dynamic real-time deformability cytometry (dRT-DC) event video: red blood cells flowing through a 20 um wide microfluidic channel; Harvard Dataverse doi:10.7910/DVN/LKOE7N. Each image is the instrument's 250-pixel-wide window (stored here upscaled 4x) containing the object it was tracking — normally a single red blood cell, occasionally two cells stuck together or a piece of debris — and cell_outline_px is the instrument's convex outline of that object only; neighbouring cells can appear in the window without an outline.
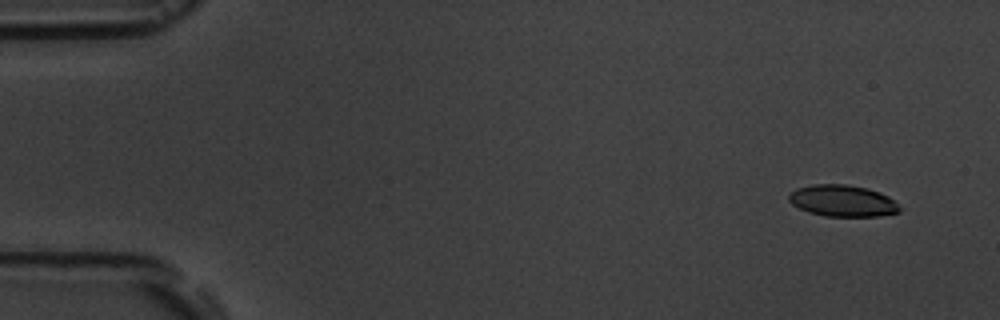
{"species": "common noctule bat (a hibernating species)", "species_latin": "Nyctalus noctula", "temperature_condition": "room temperature", "stored_images_in_passage": 5, "camera_frame_rate_fps": 3000, "um_per_image_px": 0.085, "animal": {"sex": "male", "body_mass_g": 19.5, "forearm_length_mm": 54.6}, "frame": {"image": 1, "passage_image": 2, "time_ms": 1.0, "image_size_px": [1000, 320], "cell_outline_px": [[900, 212], [880, 216], [824, 216], [808, 212], [792, 204], [788, 200], [788, 196], [796, 188], [812, 184], [848, 184], [868, 188], [880, 192], [888, 196], [900, 208]], "centroid_in_image_um": [71.6, 17.06], "position_along_channel_um": 13.4, "area_um2": 20.4}}
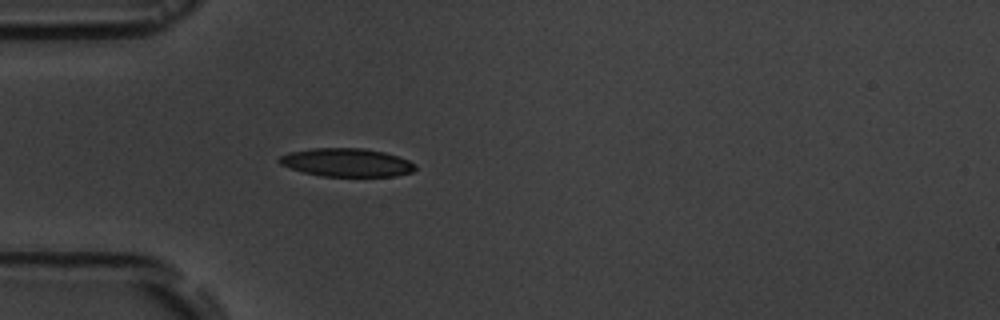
{"frame": {"image": 2, "passage_image": 5, "time_ms": 5.333, "image_size_px": [1000, 320], "cell_outline_px": [[416, 168], [412, 172], [396, 176], [324, 176], [304, 172], [280, 164], [276, 160], [280, 156], [288, 152], [312, 148], [364, 148], [384, 152], [408, 160], [416, 164]], "centroid_in_image_um": [29.46, 13.8], "position_along_channel_um": 55.5, "area_um2": 22.37}}